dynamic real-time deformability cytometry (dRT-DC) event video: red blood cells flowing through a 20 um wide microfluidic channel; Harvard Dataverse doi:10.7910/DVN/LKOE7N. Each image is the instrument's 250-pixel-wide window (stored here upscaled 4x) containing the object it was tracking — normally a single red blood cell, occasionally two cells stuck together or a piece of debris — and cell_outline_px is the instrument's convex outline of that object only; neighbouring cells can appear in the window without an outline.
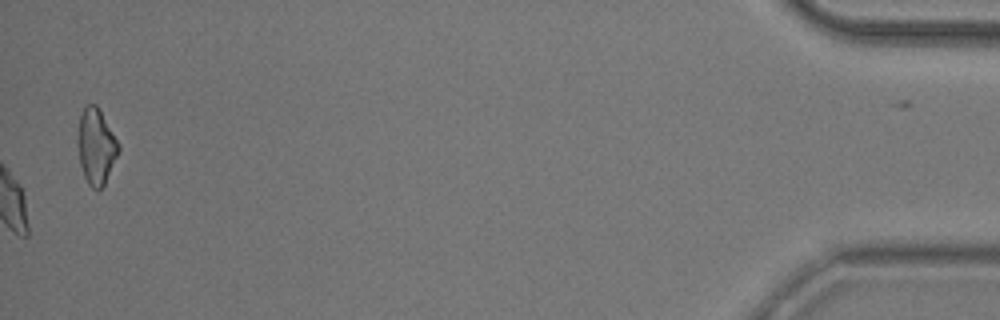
{"species": "common noctule bat (a hibernating species)", "species_latin": "Nyctalus noctula", "temperature_condition": "room temperature", "stored_images_in_passage": 53, "camera_frame_rate_fps": 3000, "um_per_image_px": 0.085, "animal": {"sex": "male", "body_mass_g": 20.5, "forearm_length_mm": 52.5}, "frame": {"image": 1, "passage_image": 53, "time_ms": 17.333, "image_size_px": [1000, 320], "cell_outline_px": [[120, 152], [104, 184], [96, 192], [88, 184], [84, 176], [80, 164], [80, 116], [84, 108], [88, 104], [96, 104], [120, 144]], "centroid_in_image_um": [8.23, 12.49], "position_along_channel_um": 427.0, "area_um2": 17.46}, "authors_computed_cell_mechanics": {"area_um2": 20.4612, "velocity_mm_per_s": 3.7889, "shape_relaxation_time_tau1_ms": 3.768, "shape_relaxation_time_tau2_ms": 1.619, "deformation_change_tau1": 0.1501, "deformation_change_tau2": 0.0816}}